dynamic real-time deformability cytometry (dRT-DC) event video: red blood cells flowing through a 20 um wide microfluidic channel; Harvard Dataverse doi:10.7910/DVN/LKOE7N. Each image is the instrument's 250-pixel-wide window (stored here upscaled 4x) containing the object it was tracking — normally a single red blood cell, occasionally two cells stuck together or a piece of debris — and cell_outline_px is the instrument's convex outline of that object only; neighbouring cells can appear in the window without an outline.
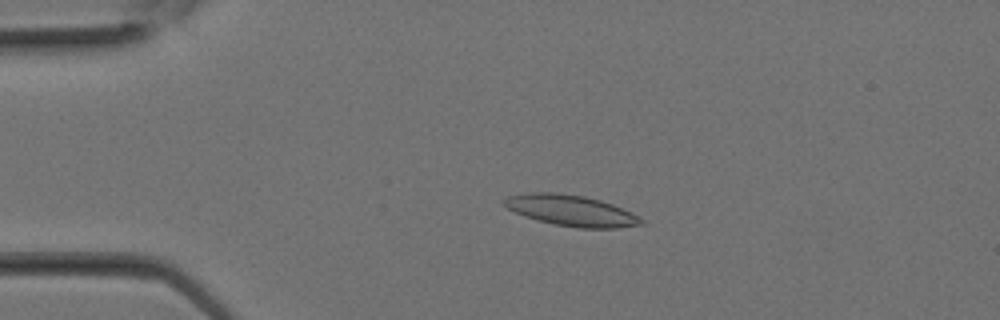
{"species": "Egyptian fruit bat (a non-hibernating species)", "species_latin": "Rousettus aegyptiacus", "temperature_condition": "room temperature", "stored_images_in_passage": 27, "camera_frame_rate_fps": 3000, "um_per_image_px": 0.085, "animal": {"sex": "female"}, "frame": {"image": 1, "passage_image": 5, "time_ms": 1.333, "image_size_px": [1000, 320], "cell_outline_px": [[644, 224], [616, 228], [576, 228], [556, 224], [524, 216], [508, 208], [500, 200], [508, 196], [528, 192], [556, 192], [584, 196], [600, 200], [612, 204], [632, 212], [644, 220]], "centroid_in_image_um": [48.55, 17.88], "position_along_channel_um": 36.4, "area_um2": 24.68}}
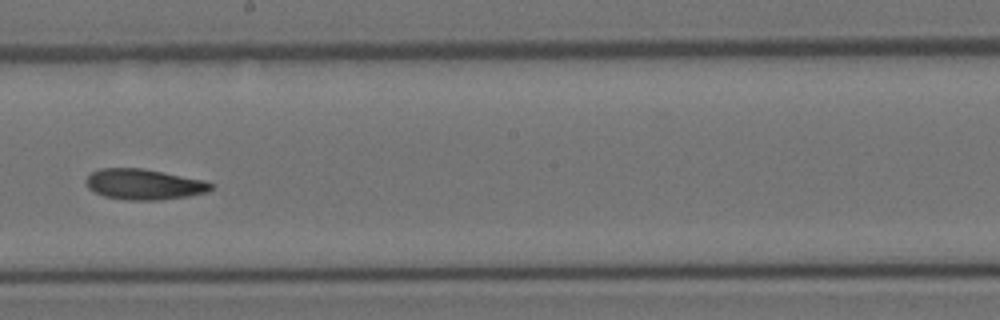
{"frame": {"image": 2, "passage_image": 15, "time_ms": 4.667, "image_size_px": [1000, 320], "cell_outline_px": [[216, 184], [208, 192], [188, 196], [160, 200], [128, 200], [104, 196], [88, 188], [84, 180], [92, 172], [100, 168], [144, 168], [204, 180]], "centroid_in_image_um": [12.26, 15.66], "position_along_channel_um": 235.9, "area_um2": 22.43}}
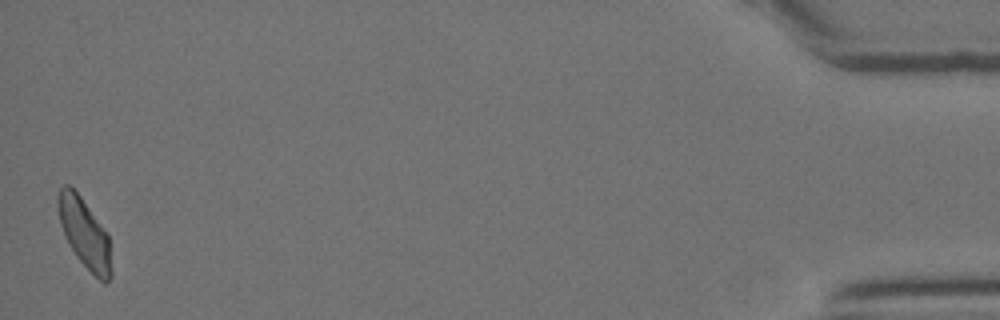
{"frame": {"image": 3, "passage_image": 27, "time_ms": 8.667, "image_size_px": [1000, 320], "cell_outline_px": [[112, 276], [104, 284], [76, 256], [64, 236], [60, 224], [56, 204], [56, 196], [60, 188], [64, 184], [68, 184], [80, 196], [108, 236], [112, 268]], "centroid_in_image_um": [7.15, 19.82], "position_along_channel_um": 428.1, "area_um2": 21.27}}